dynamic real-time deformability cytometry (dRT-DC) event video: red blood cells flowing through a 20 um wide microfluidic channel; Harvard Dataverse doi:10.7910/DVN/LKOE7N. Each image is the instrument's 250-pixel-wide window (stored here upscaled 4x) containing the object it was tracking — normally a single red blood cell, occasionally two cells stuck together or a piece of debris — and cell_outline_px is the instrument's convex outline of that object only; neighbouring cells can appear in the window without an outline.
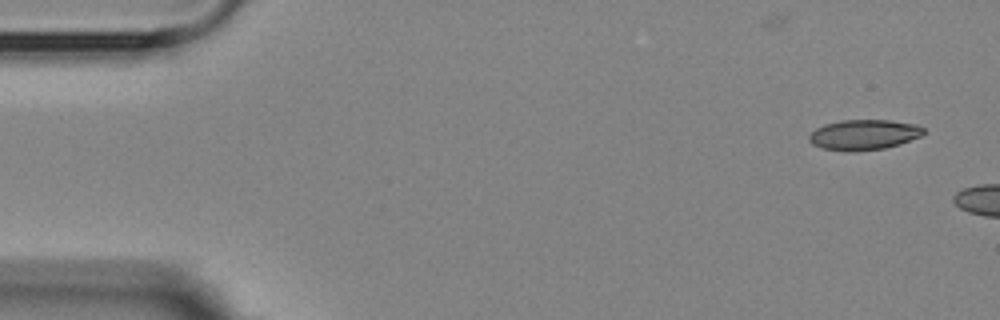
{"species": "Egyptian fruit bat (a non-hibernating species)", "species_latin": "Rousettus aegyptiacus", "temperature_condition": "room temperature", "stored_images_in_passage": 3, "camera_frame_rate_fps": 3000, "um_per_image_px": 0.085, "animal": {"sex": "female"}, "frame": {"image": 1, "passage_image": 1, "time_ms": 0.0, "image_size_px": [1000, 320], "cell_outline_px": [[924, 132], [920, 136], [900, 144], [884, 148], [848, 152], [820, 148], [812, 144], [808, 140], [808, 136], [816, 128], [824, 124], [840, 120], [892, 120], [916, 124], [924, 128]], "centroid_in_image_um": [73.39, 11.45], "position_along_channel_um": 11.6, "area_um2": 20.35}}